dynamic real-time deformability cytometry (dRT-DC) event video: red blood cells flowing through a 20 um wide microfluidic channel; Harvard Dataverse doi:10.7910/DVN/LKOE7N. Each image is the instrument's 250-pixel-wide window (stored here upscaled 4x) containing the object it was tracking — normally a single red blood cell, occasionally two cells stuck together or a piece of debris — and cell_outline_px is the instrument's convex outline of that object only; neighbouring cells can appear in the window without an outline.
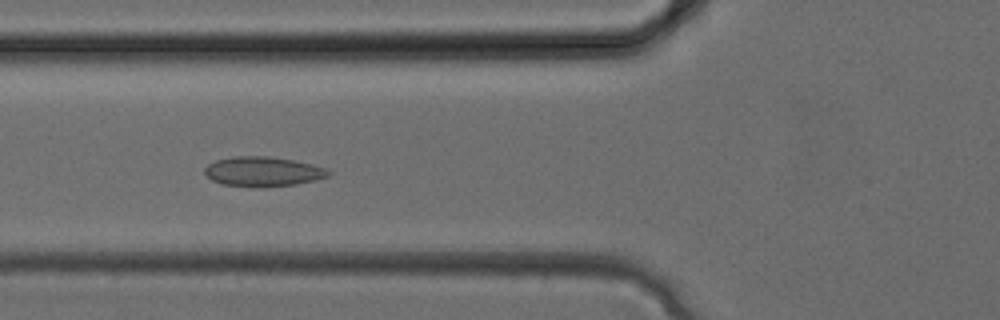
{"species": "common noctule bat (a hibernating species)", "species_latin": "Nyctalus noctula", "temperature_condition": "cold", "stored_images_in_passage": 33, "camera_frame_rate_fps": 3000, "um_per_image_px": 0.085, "animal": {"sex": "female", "body_mass_g": 24.6, "forearm_length_mm": 56.2}, "frame": {"image": 1, "passage_image": 12, "time_ms": 3.667, "image_size_px": [1000, 320], "cell_outline_px": [[332, 172], [328, 176], [316, 180], [296, 184], [264, 188], [260, 188], [220, 184], [212, 180], [204, 172], [204, 168], [208, 164], [216, 160], [232, 156], [268, 156], [292, 160], [312, 164], [324, 168]], "centroid_in_image_um": [22.33, 14.59], "position_along_channel_um": 103.5, "area_um2": 21.62}}
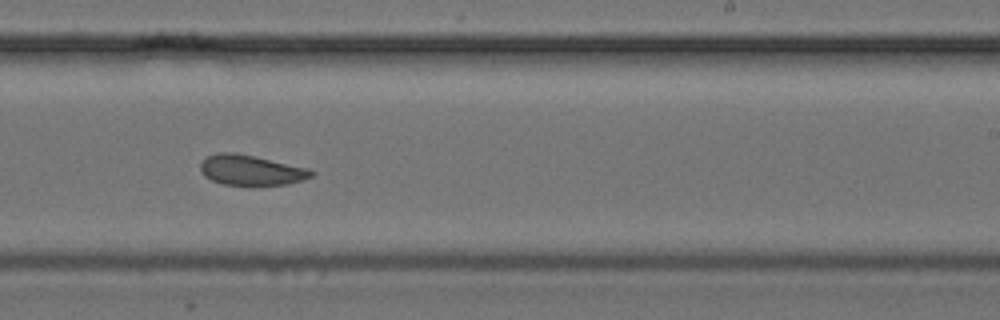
{"frame": {"image": 2, "passage_image": 20, "time_ms": 6.333, "image_size_px": [1000, 320], "cell_outline_px": [[316, 172], [312, 176], [304, 180], [288, 184], [252, 188], [224, 184], [212, 180], [204, 176], [200, 172], [200, 164], [208, 156], [216, 152], [232, 152], [256, 156], [308, 168]], "centroid_in_image_um": [21.36, 14.5], "position_along_channel_um": 267.6, "area_um2": 20.35}}
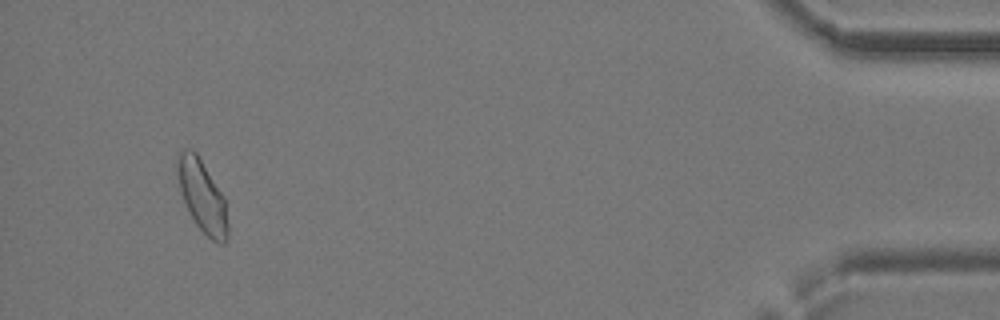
{"frame": {"image": 3, "passage_image": 31, "time_ms": 10.0, "image_size_px": [1000, 320], "cell_outline_px": [[228, 240], [224, 244], [216, 244], [196, 224], [188, 212], [180, 192], [176, 168], [176, 156], [184, 148], [192, 148], [196, 152], [224, 196], [228, 224]], "centroid_in_image_um": [17.18, 16.67], "position_along_channel_um": 418.0, "area_um2": 21.44}}